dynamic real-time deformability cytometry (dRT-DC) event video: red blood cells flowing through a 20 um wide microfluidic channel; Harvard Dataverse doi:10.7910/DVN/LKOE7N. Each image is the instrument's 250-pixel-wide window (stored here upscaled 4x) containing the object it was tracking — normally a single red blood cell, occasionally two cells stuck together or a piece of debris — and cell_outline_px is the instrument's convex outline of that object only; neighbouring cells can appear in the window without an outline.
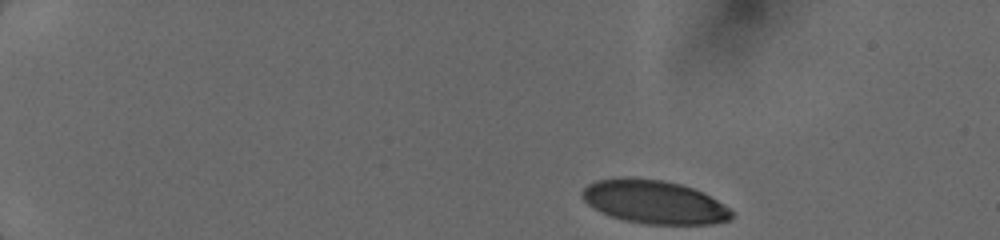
{"species": "human", "species_latin": "Homo sapiens", "temperature_condition": "cold", "stored_images_in_passage": 6, "camera_frame_rate_fps": 3000, "um_per_image_px": 0.085, "donor": {"sex": "female"}, "frame": {"image": 1, "passage_image": 1, "time_ms": 0.0, "image_size_px": [1000, 240], "cell_outline_px": [[736, 212], [732, 220], [712, 224], [644, 224], [624, 220], [612, 216], [588, 204], [580, 196], [580, 192], [588, 184], [596, 180], [616, 176], [632, 176], [664, 180], [680, 184], [704, 192], [732, 208]], "centroid_in_image_um": [55.65, 17.15], "position_along_channel_um": 29.3, "area_um2": 38.55}}